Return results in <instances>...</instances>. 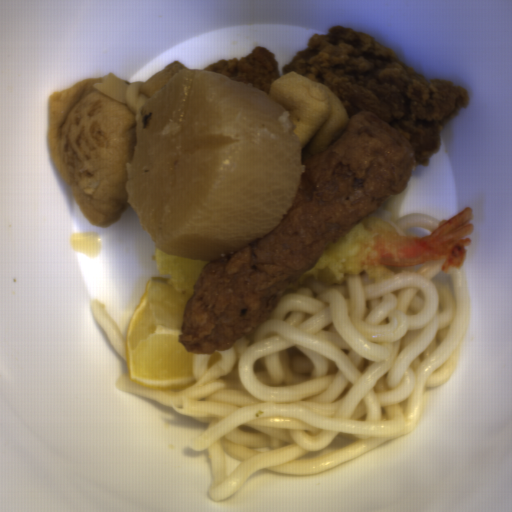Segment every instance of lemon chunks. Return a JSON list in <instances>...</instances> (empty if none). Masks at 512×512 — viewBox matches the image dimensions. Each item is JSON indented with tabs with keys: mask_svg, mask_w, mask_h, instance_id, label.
Returning <instances> with one entry per match:
<instances>
[{
	"mask_svg": "<svg viewBox=\"0 0 512 512\" xmlns=\"http://www.w3.org/2000/svg\"><path fill=\"white\" fill-rule=\"evenodd\" d=\"M221 358H222V356H221L220 351L209 354V359L206 364L207 369L212 368L214 365H216L220 361Z\"/></svg>",
	"mask_w": 512,
	"mask_h": 512,
	"instance_id": "ac8584b7",
	"label": "lemon chunks"
},
{
	"mask_svg": "<svg viewBox=\"0 0 512 512\" xmlns=\"http://www.w3.org/2000/svg\"><path fill=\"white\" fill-rule=\"evenodd\" d=\"M189 300L157 277L145 280L124 344L129 381L159 392L196 383L192 370L196 353L179 341Z\"/></svg>",
	"mask_w": 512,
	"mask_h": 512,
	"instance_id": "e0be4373",
	"label": "lemon chunks"
}]
</instances>
